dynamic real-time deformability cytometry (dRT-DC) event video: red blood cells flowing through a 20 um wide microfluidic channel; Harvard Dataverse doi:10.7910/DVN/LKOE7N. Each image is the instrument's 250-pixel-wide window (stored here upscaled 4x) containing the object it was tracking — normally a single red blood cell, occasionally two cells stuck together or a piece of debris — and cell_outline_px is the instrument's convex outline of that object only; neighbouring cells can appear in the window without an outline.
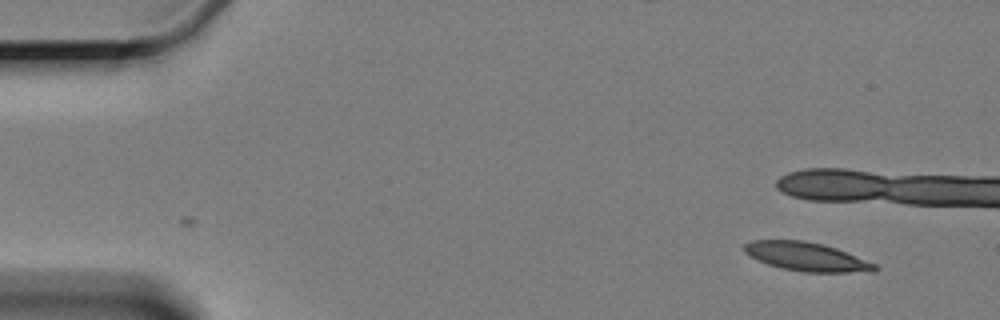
{"species": "Egyptian fruit bat (a non-hibernating species)", "species_latin": "Rousettus aegyptiacus", "temperature_condition": "cold", "stored_images_in_passage": 2, "camera_frame_rate_fps": 3000, "um_per_image_px": 0.085, "animal": {"sex": "female"}, "frame": {"image": 1, "passage_image": 2, "time_ms": 1.0, "image_size_px": [1000, 320], "cell_outline_px": [[880, 268], [876, 272], [804, 272], [780, 268], [756, 260], [744, 252], [744, 244], [752, 240], [804, 240], [836, 248], [876, 264]], "centroid_in_image_um": [68.56, 21.83], "position_along_channel_um": 16.4, "area_um2": 21.85}}